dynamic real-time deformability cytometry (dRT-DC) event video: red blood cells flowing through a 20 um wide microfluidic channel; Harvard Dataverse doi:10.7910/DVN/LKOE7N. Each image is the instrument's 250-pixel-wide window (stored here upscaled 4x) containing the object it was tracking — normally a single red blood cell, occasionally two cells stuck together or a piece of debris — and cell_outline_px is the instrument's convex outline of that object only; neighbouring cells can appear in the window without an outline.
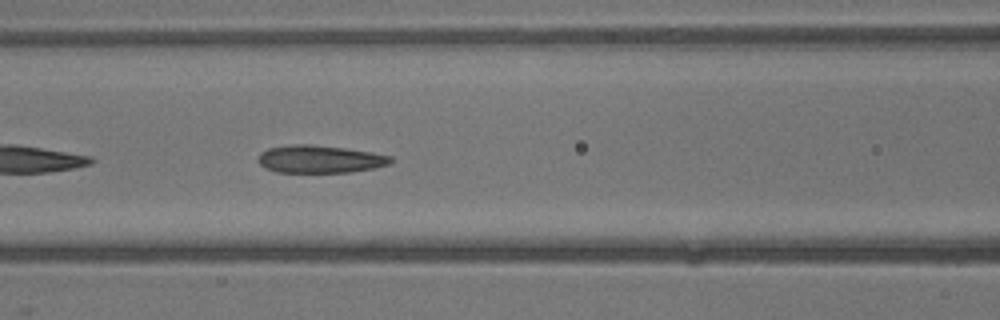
{"species": "common noctule bat (a hibernating species)", "species_latin": "Nyctalus noctula", "temperature_condition": "warm", "stored_images_in_passage": 20, "camera_frame_rate_fps": 3000, "um_per_image_px": 0.085, "animal": {"sex": "male", "body_mass_g": 13.3}, "frame": {"image": 1, "passage_image": 17, "time_ms": 5.333, "image_size_px": [1000, 320], "cell_outline_px": [[392, 160], [388, 164], [372, 168], [348, 172], [276, 172], [260, 164], [256, 160], [260, 152], [268, 148], [292, 144], [312, 144], [348, 148], [372, 152], [392, 156]], "centroid_in_image_um": [27.16, 13.51], "position_along_channel_um": 139.4, "area_um2": 21.39}}